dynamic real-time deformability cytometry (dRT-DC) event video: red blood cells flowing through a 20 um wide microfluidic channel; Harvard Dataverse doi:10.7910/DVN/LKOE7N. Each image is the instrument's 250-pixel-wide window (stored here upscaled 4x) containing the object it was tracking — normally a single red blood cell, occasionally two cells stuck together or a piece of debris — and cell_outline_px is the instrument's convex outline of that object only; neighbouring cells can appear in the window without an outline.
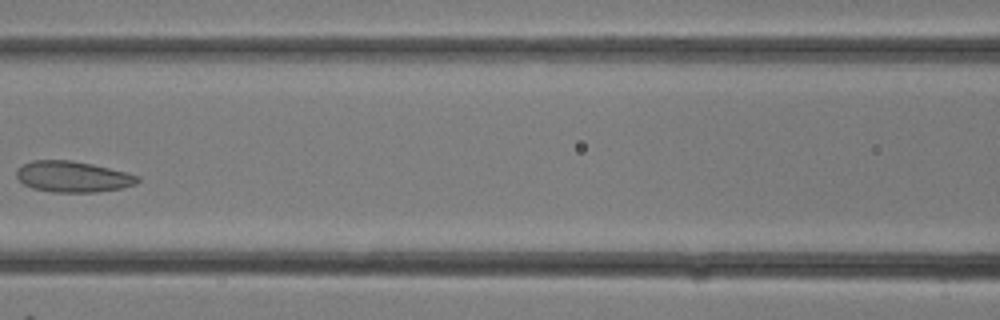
{"species": "common noctule bat (a hibernating species)", "species_latin": "Nyctalus noctula", "temperature_condition": "room temperature", "stored_images_in_passage": 26, "camera_frame_rate_fps": 3000, "um_per_image_px": 0.085, "animal": {"sex": "female"}, "frame": {"image": 1, "passage_image": 11, "time_ms": 3.333, "image_size_px": [1000, 320], "cell_outline_px": [[140, 180], [136, 184], [120, 188], [96, 192], [52, 192], [32, 188], [24, 184], [16, 176], [16, 168], [32, 160], [72, 160], [92, 164], [140, 176]], "centroid_in_image_um": [6.16, 15.01], "position_along_channel_um": 160.4, "area_um2": 21.79}}
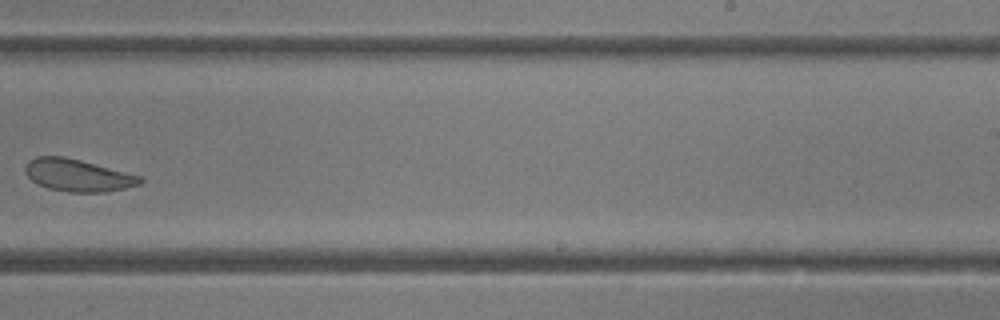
{"frame": {"image": 2, "passage_image": 16, "time_ms": 5.0, "image_size_px": [1000, 320], "cell_outline_px": [[144, 180], [140, 184], [124, 188], [104, 192], [68, 192], [48, 188], [36, 184], [24, 172], [24, 168], [28, 160], [36, 156], [64, 156], [80, 160], [140, 176]], "centroid_in_image_um": [6.55, 14.9], "position_along_channel_um": 282.4, "area_um2": 21.5}}
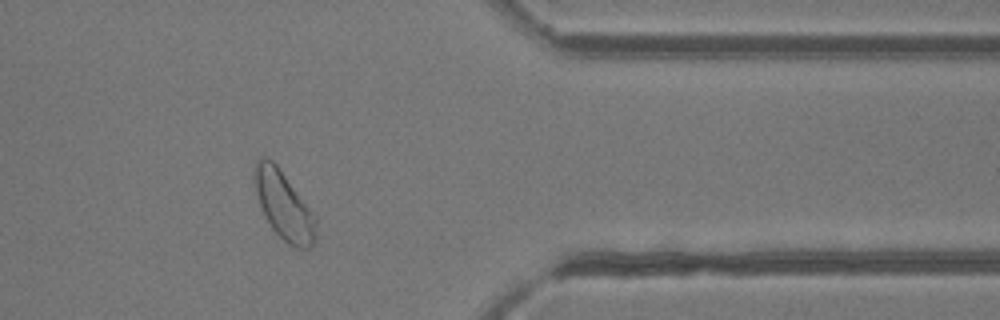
{"frame": {"image": 3, "passage_image": 21, "time_ms": 6.667, "image_size_px": [1000, 320], "cell_outline_px": [[316, 240], [312, 248], [300, 248], [288, 244], [272, 228], [264, 216], [252, 180], [252, 176], [256, 160], [260, 156], [264, 156], [272, 160], [276, 164], [316, 216]], "centroid_in_image_um": [24.11, 17.44], "position_along_channel_um": 387.3, "area_um2": 24.51}}